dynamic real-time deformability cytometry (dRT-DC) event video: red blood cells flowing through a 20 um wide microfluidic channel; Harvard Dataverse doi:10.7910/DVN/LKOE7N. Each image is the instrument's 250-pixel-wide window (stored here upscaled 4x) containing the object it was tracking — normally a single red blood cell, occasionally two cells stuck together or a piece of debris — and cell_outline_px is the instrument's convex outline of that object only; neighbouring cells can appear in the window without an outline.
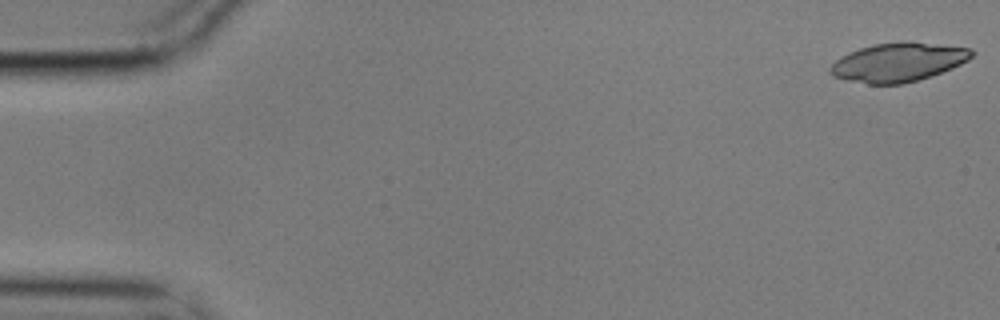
{"species": "common noctule bat (a hibernating species)", "species_latin": "Nyctalus noctula", "temperature_condition": "cold", "stored_images_in_passage": 18, "camera_frame_rate_fps": 3000, "um_per_image_px": 0.085, "animal": {"sex": "male", "body_mass_g": 17.9}, "frame": {"image": 1, "passage_image": 1, "time_ms": 0.0, "image_size_px": [1000, 320], "cell_outline_px": [[976, 52], [968, 60], [952, 68], [904, 84], [868, 84], [848, 80], [832, 76], [828, 72], [828, 68], [840, 56], [848, 52], [872, 44], [900, 40], [908, 40], [972, 48]], "centroid_in_image_um": [76.33, 5.26], "position_along_channel_um": 8.7, "area_um2": 32.43}}